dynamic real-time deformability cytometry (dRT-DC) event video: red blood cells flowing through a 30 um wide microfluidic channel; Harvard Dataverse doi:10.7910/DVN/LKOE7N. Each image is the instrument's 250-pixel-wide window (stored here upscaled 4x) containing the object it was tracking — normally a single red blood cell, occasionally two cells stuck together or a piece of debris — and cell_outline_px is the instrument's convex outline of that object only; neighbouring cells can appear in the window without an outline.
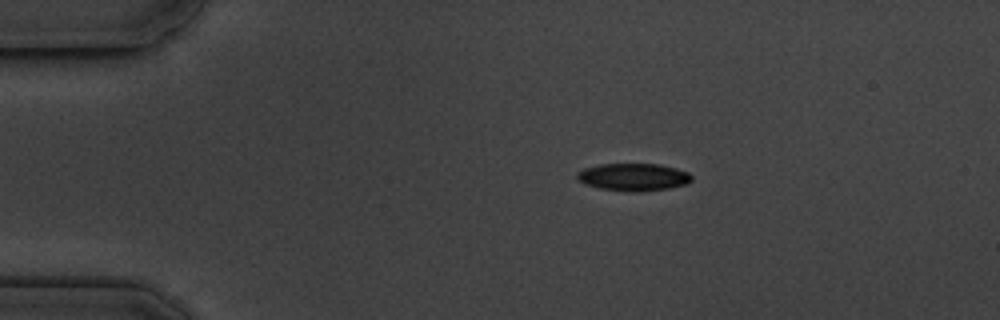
{"species": "common noctule bat (a hibernating species)", "species_latin": "Nyctalus noctula", "temperature_condition": "cold", "stored_images_in_passage": 5, "camera_frame_rate_fps": 3000, "um_per_image_px": 0.085, "animal": {"sex": "male", "body_mass_g": 19.5, "forearm_length_mm": 54.6}, "frame": {"image": 1, "passage_image": 2, "time_ms": 1.333, "image_size_px": [1000, 320], "cell_outline_px": [[692, 180], [688, 184], [668, 188], [632, 192], [600, 188], [584, 184], [576, 176], [576, 172], [584, 168], [600, 164], [660, 164], [676, 168], [688, 172], [692, 176]], "centroid_in_image_um": [53.85, 15.04], "position_along_channel_um": 31.2, "area_um2": 18.32}}
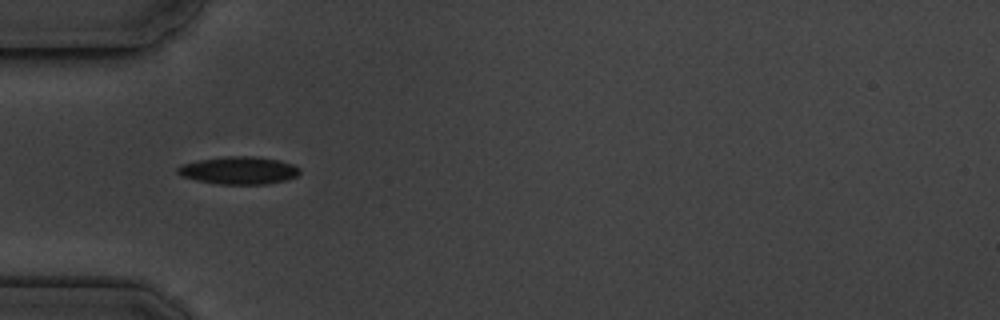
{"frame": {"image": 2, "passage_image": 4, "time_ms": 3.667, "image_size_px": [1000, 320], "cell_outline_px": [[300, 172], [296, 176], [288, 180], [268, 184], [216, 184], [196, 180], [180, 176], [176, 172], [176, 168], [180, 164], [200, 160], [224, 156], [256, 156], [276, 160], [292, 164], [300, 168]], "centroid_in_image_um": [20.27, 14.49], "position_along_channel_um": 64.7, "area_um2": 19.83}}